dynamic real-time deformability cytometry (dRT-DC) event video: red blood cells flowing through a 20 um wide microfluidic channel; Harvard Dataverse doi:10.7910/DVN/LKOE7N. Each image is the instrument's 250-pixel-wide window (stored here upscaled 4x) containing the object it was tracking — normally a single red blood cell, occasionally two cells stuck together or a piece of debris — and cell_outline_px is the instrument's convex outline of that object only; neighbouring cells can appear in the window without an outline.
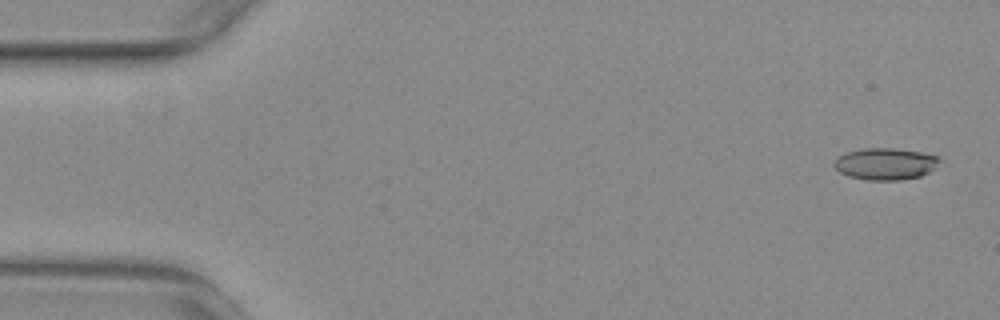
{"species": "common noctule bat (a hibernating species)", "species_latin": "Nyctalus noctula", "temperature_condition": "warm", "stored_images_in_passage": 11, "camera_frame_rate_fps": 3000, "um_per_image_px": 0.085, "animal": {"sex": "female", "body_mass_g": 29.2, "forearm_length_mm": 56.3}, "frame": {"image": 1, "passage_image": 2, "time_ms": 0.333, "image_size_px": [1000, 320], "cell_outline_px": [[940, 160], [936, 168], [920, 176], [900, 180], [868, 180], [848, 176], [840, 172], [832, 164], [840, 156], [848, 152], [864, 148], [896, 148], [920, 152], [940, 156]], "centroid_in_image_um": [75.29, 13.93], "position_along_channel_um": 9.7, "area_um2": 19.48}}